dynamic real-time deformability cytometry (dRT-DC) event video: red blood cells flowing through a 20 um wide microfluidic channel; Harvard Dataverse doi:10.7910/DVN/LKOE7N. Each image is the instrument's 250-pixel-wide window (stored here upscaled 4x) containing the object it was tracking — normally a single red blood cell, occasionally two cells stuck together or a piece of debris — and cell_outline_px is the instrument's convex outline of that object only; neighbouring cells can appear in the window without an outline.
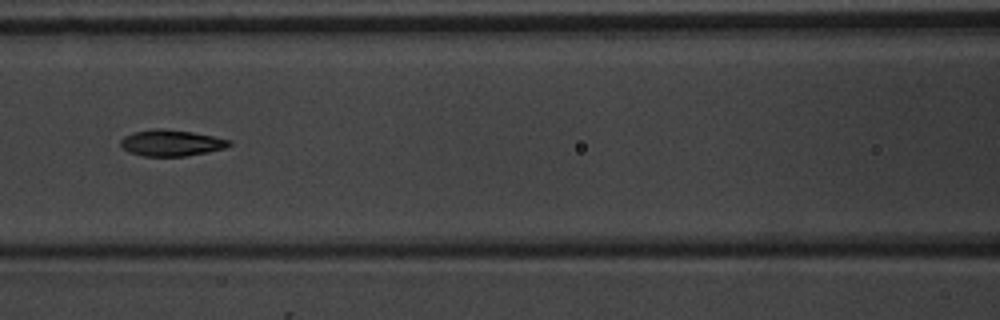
{"species": "common noctule bat (a hibernating species)", "species_latin": "Nyctalus noctula", "temperature_condition": "warm", "stored_images_in_passage": 5, "camera_frame_rate_fps": 3000, "um_per_image_px": 0.085, "animal": {"sex": "male", "body_mass_g": 20.1, "forearm_length_mm": 53.5}, "frame": {"image": 1, "passage_image": 5, "time_ms": 5.667, "image_size_px": [1000, 320], "cell_outline_px": [[232, 144], [224, 148], [208, 152], [184, 156], [144, 156], [128, 152], [120, 144], [120, 140], [124, 136], [132, 132], [152, 128], [160, 128], [192, 132], [232, 140]], "centroid_in_image_um": [14.54, 12.14], "position_along_channel_um": 152.1, "area_um2": 16.65}}